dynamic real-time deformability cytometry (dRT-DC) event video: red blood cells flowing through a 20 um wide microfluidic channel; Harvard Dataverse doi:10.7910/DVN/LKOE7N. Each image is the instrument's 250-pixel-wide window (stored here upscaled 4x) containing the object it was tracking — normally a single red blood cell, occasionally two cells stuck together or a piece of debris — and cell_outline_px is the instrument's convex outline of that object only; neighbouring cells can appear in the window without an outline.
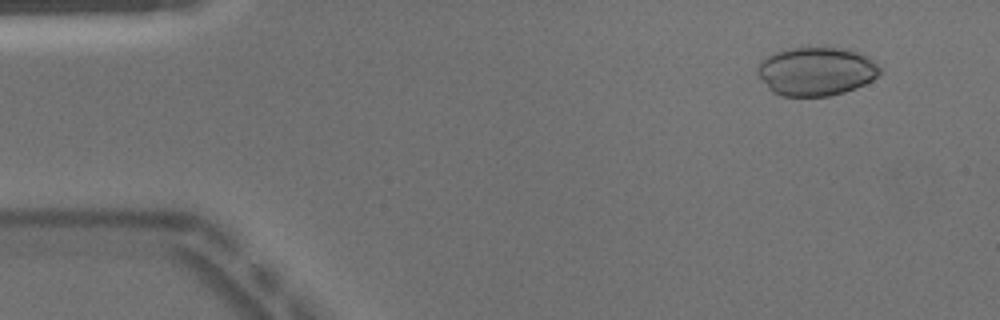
{"species": "Egyptian fruit bat (a non-hibernating species)", "species_latin": "Rousettus aegyptiacus", "temperature_condition": "warm", "stored_images_in_passage": 46, "camera_frame_rate_fps": 3000, "um_per_image_px": 0.085, "animal": {"sex": "male"}, "frame": {"image": 1, "passage_image": 1, "time_ms": 0.0, "image_size_px": [1000, 320], "cell_outline_px": [[880, 72], [872, 80], [856, 88], [844, 92], [828, 96], [784, 96], [772, 92], [768, 88], [756, 72], [756, 68], [768, 56], [776, 52], [792, 48], [848, 48], [868, 56], [880, 68]], "centroid_in_image_um": [69.38, 6.07], "position_along_channel_um": 15.6, "area_um2": 34.39}}